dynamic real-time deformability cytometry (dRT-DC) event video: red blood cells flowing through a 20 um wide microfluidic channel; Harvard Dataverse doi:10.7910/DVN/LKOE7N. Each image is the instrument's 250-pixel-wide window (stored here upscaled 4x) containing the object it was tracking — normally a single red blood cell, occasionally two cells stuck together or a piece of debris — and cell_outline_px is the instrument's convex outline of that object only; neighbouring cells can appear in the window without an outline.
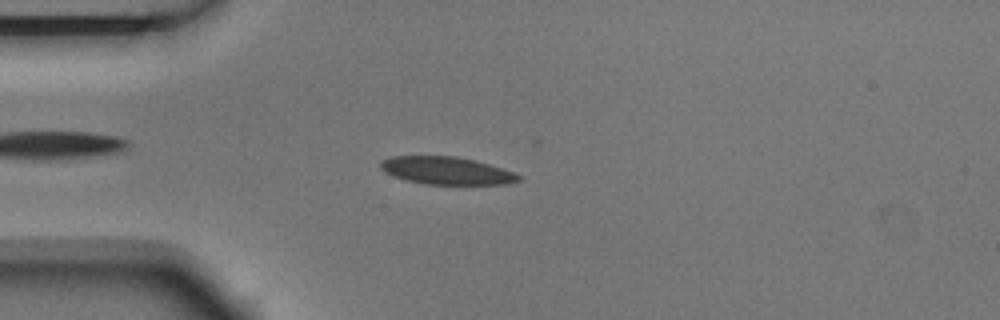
{"species": "Egyptian fruit bat (a non-hibernating species)", "species_latin": "Rousettus aegyptiacus", "temperature_condition": "room temperature", "stored_images_in_passage": 4, "camera_frame_rate_fps": 3000, "um_per_image_px": 0.085, "animal": {"sex": "male"}, "frame": {"image": 1, "passage_image": 4, "time_ms": 1.0, "image_size_px": [1000, 320], "cell_outline_px": [[524, 176], [520, 180], [508, 184], [424, 184], [408, 180], [384, 172], [380, 168], [380, 164], [384, 160], [392, 156], [456, 156], [476, 160]], "centroid_in_image_um": [37.98, 14.5], "position_along_channel_um": 47.0, "area_um2": 22.02}}